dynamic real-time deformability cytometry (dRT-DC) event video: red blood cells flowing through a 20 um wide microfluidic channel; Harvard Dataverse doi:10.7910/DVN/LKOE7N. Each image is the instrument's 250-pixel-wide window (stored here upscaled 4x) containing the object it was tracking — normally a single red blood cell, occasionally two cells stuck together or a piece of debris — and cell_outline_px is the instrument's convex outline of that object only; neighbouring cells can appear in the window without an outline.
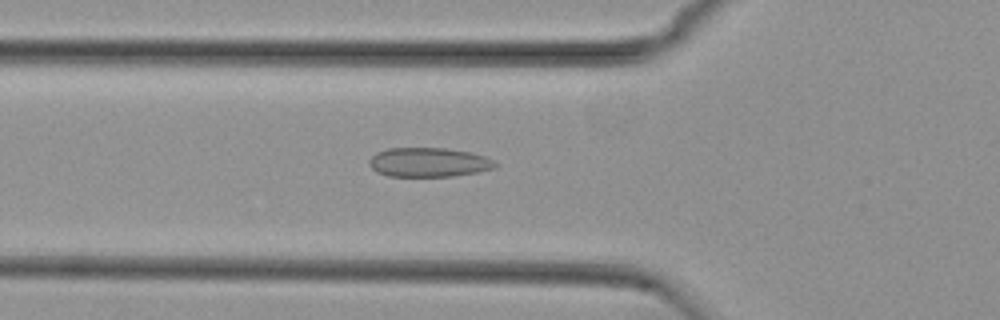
{"species": "common noctule bat (a hibernating species)", "species_latin": "Nyctalus noctula", "temperature_condition": "cold", "stored_images_in_passage": 54, "camera_frame_rate_fps": 3000, "um_per_image_px": 0.085, "animal": {"sex": "female", "body_mass_g": 29.2, "forearm_length_mm": 56.3}, "frame": {"image": 1, "passage_image": 19, "time_ms": 6.0, "image_size_px": [1000, 320], "cell_outline_px": [[500, 164], [496, 168], [476, 172], [452, 176], [388, 176], [376, 172], [368, 164], [368, 160], [376, 152], [388, 148], [444, 148], [472, 152], [484, 156]], "centroid_in_image_um": [36.43, 13.79], "position_along_channel_um": 89.4, "area_um2": 21.62}}
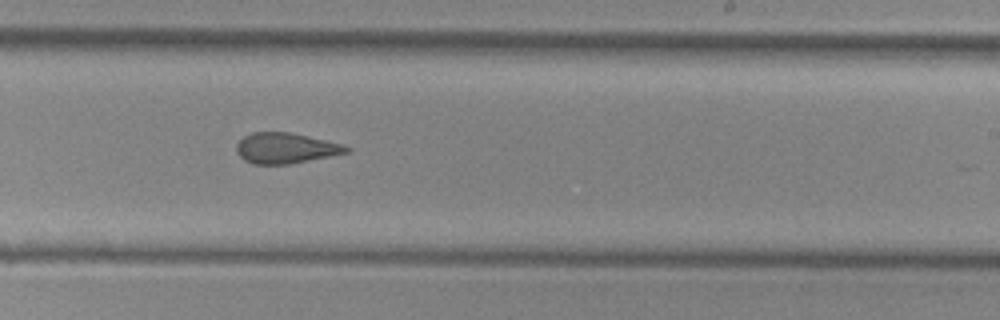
{"frame": {"image": 2, "passage_image": 33, "time_ms": 10.667, "image_size_px": [1000, 320], "cell_outline_px": [[352, 152], [288, 164], [252, 164], [244, 160], [236, 152], [236, 144], [244, 136], [252, 132], [288, 132], [324, 140], [340, 144], [352, 148]], "centroid_in_image_um": [24.26, 12.6], "position_along_channel_um": 264.7, "area_um2": 19.48}}
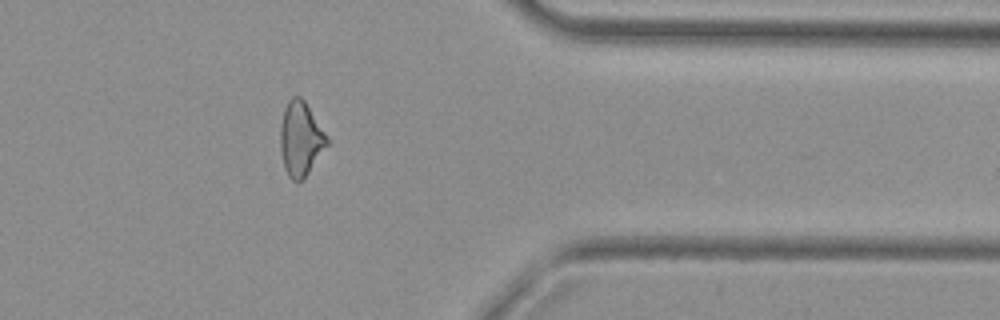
{"frame": {"image": 3, "passage_image": 44, "time_ms": 14.333, "image_size_px": [1000, 320], "cell_outline_px": [[328, 144], [304, 180], [296, 184], [288, 176], [284, 168], [280, 148], [280, 128], [284, 108], [288, 100], [292, 96], [300, 96], [304, 100], [324, 132], [328, 140]], "centroid_in_image_um": [25.53, 11.85], "position_along_channel_um": 385.9, "area_um2": 20.23}, "authors_computed_cell_mechanics": {"area_um2": 21.0681, "velocity_mm_per_s": 3.7547, "shape_relaxation_time_tau1_ms": null, "shape_relaxation_time_tau2_ms": 2.236, "deformation_change_tau1": null, "deformation_change_tau2": 0.0951}}